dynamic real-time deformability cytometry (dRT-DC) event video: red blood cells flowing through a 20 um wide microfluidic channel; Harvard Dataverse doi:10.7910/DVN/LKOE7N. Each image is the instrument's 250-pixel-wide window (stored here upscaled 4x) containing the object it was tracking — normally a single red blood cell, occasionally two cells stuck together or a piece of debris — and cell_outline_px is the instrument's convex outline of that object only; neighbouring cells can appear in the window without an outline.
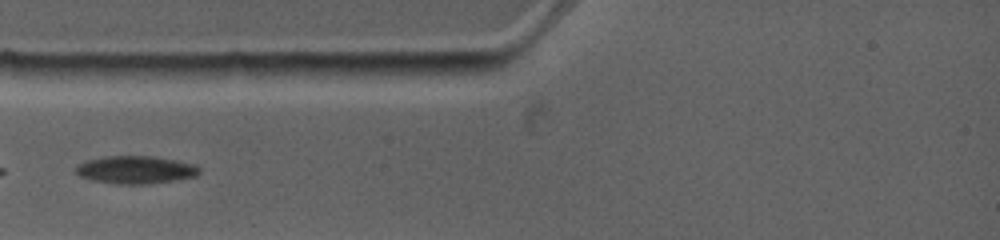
{"species": "common noctule bat (a hibernating species)", "species_latin": "Nyctalus noctula", "temperature_condition": "warm", "stored_images_in_passage": 4, "camera_frame_rate_fps": 4500, "um_per_image_px": 0.085, "animal": {"sex": "female", "body_mass_g": 19.0, "forearm_length_mm": 53.3}, "frame": {"image": 1, "passage_image": 1, "time_ms": 0.0, "image_size_px": [1000, 240], "cell_outline_px": [[200, 172], [196, 176], [176, 180], [148, 184], [116, 184], [92, 180], [80, 176], [76, 172], [76, 168], [84, 160], [104, 156], [152, 156], [176, 160], [192, 164], [200, 168]], "centroid_in_image_um": [11.52, 14.43], "position_along_channel_um": 73.5, "area_um2": 20.0}}
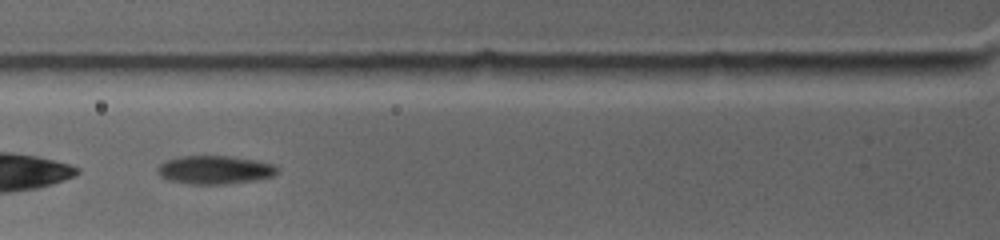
{"frame": {"image": 2, "passage_image": 2, "time_ms": 0.889, "image_size_px": [1000, 240], "cell_outline_px": [[280, 172], [276, 176], [256, 180], [224, 184], [188, 184], [168, 180], [160, 176], [156, 172], [156, 168], [160, 164], [168, 160], [180, 156], [228, 156], [256, 160], [272, 164]], "centroid_in_image_um": [18.26, 14.44], "position_along_channel_um": 107.5, "area_um2": 19.94}}
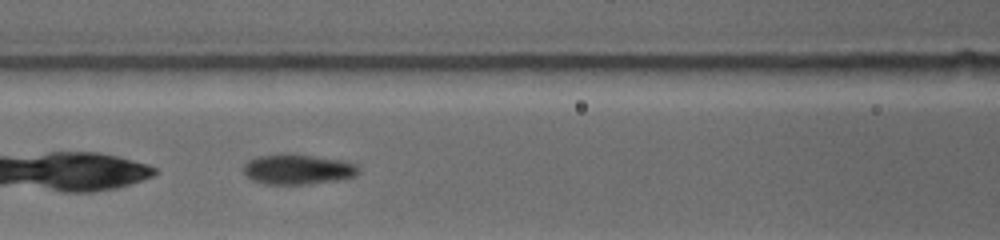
{"frame": {"image": 3, "passage_image": 3, "time_ms": 1.778, "image_size_px": [1000, 240], "cell_outline_px": [[360, 168], [356, 176], [340, 180], [308, 184], [264, 184], [252, 180], [244, 172], [244, 164], [248, 160], [256, 156], [280, 152], [284, 152], [344, 160], [356, 164]], "centroid_in_image_um": [25.31, 14.37], "position_along_channel_um": 141.3, "area_um2": 20.69}}